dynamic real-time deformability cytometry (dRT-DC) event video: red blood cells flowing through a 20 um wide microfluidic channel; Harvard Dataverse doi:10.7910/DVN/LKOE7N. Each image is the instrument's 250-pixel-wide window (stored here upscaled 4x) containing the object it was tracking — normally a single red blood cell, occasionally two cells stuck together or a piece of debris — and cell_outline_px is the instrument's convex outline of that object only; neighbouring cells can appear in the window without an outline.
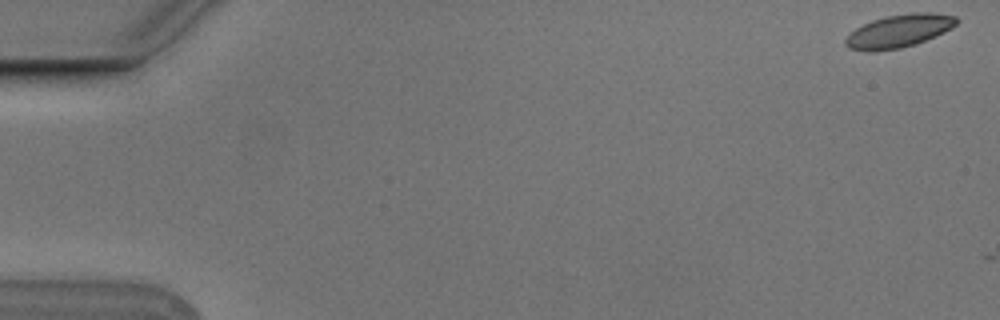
{"species": "Egyptian fruit bat (a non-hibernating species)", "species_latin": "Rousettus aegyptiacus", "temperature_condition": "cold", "stored_images_in_passage": 11, "camera_frame_rate_fps": 3000, "um_per_image_px": 0.085, "animal": {"sex": "male"}, "frame": {"image": 1, "passage_image": 1, "time_ms": 0.0, "image_size_px": [1000, 320], "cell_outline_px": [[960, 20], [952, 28], [944, 32], [916, 44], [900, 48], [872, 52], [868, 52], [848, 48], [844, 44], [844, 40], [856, 28], [872, 20], [884, 16], [912, 12], [932, 12], [956, 16]], "centroid_in_image_um": [76.42, 2.63], "position_along_channel_um": 8.6, "area_um2": 21.5}}